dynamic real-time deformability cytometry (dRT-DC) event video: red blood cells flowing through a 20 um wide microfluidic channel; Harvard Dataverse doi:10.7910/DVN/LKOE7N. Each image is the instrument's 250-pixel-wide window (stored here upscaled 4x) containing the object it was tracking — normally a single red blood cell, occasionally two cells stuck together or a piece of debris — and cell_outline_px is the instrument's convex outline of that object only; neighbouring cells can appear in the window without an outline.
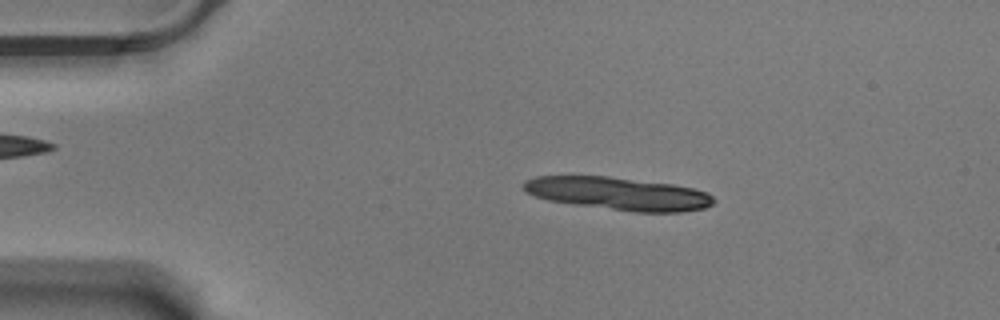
{"species": "Egyptian fruit bat (a non-hibernating species)", "species_latin": "Rousettus aegyptiacus", "temperature_condition": "warm", "stored_images_in_passage": 16, "camera_frame_rate_fps": 3000, "um_per_image_px": 0.085, "animal": {"sex": "male"}, "frame": {"image": 1, "passage_image": 10, "time_ms": 3.0, "image_size_px": [1000, 320], "cell_outline_px": [[716, 200], [712, 204], [704, 208], [680, 212], [636, 212], [572, 204], [548, 200], [536, 196], [520, 188], [520, 184], [524, 180], [536, 176], [608, 176], [672, 184], [692, 188], [708, 192]], "centroid_in_image_um": [52.53, 16.45], "position_along_channel_um": 32.5, "area_um2": 36.47}}